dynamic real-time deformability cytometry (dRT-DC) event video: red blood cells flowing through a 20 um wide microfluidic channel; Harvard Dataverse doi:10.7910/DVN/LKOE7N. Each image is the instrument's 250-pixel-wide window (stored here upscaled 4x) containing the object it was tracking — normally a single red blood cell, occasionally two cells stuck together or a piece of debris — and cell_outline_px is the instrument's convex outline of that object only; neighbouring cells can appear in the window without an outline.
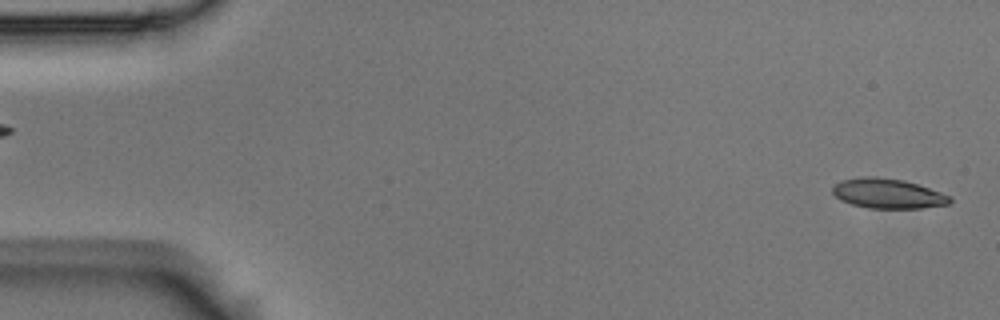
{"species": "Egyptian fruit bat (a non-hibernating species)", "species_latin": "Rousettus aegyptiacus", "temperature_condition": "room temperature", "stored_images_in_passage": 7, "segment_of_instrument_passage": [2, 2], "camera_frame_rate_fps": 3000, "um_per_image_px": 0.085, "animal": {"sex": "male"}, "frame": {"image": 1, "passage_image": 7, "time_ms": 2.0, "image_size_px": [1000, 320], "cell_outline_px": [[952, 200], [948, 204], [920, 208], [868, 208], [852, 204], [840, 200], [832, 192], [832, 188], [840, 180], [860, 176], [876, 176], [904, 180], [940, 192], [948, 196]], "centroid_in_image_um": [75.41, 16.44], "position_along_channel_um": 9.6, "area_um2": 20.29}}